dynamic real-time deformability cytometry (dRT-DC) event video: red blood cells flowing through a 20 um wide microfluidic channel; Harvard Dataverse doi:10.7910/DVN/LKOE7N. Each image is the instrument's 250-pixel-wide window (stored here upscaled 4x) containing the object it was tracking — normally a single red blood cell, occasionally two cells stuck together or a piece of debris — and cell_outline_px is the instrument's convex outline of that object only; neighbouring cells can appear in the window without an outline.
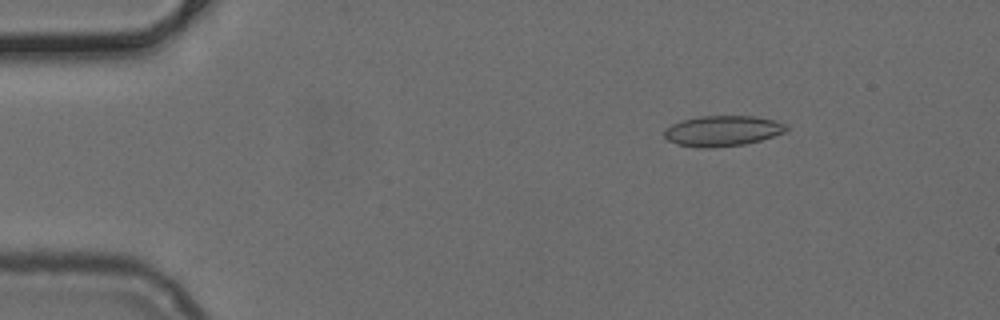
{"species": "common noctule bat (a hibernating species)", "species_latin": "Nyctalus noctula", "temperature_condition": "cold", "stored_images_in_passage": 51, "camera_frame_rate_fps": 3000, "um_per_image_px": 0.085, "animal": {"sex": "female", "body_mass_g": 24.6, "forearm_length_mm": 56.2}, "frame": {"image": 1, "passage_image": 8, "time_ms": 2.333, "image_size_px": [1000, 320], "cell_outline_px": [[788, 128], [784, 132], [760, 140], [744, 144], [712, 148], [700, 148], [676, 144], [668, 140], [664, 136], [664, 132], [672, 124], [680, 120], [700, 116], [752, 116], [776, 120], [788, 124]], "centroid_in_image_um": [61.41, 11.12], "position_along_channel_um": 23.6, "area_um2": 21.73}}
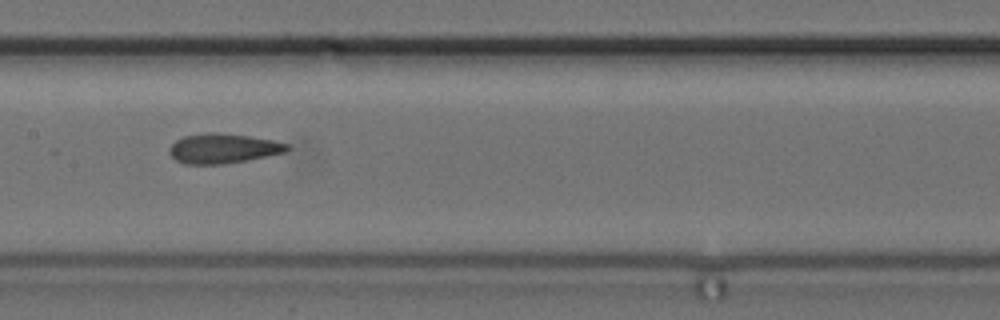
{"frame": {"image": 2, "passage_image": 26, "time_ms": 8.333, "image_size_px": [1000, 320], "cell_outline_px": [[292, 148], [284, 152], [224, 164], [184, 164], [176, 160], [168, 152], [168, 148], [176, 140], [184, 136], [204, 132], [216, 132], [248, 136], [272, 140], [288, 144]], "centroid_in_image_um": [18.91, 12.61], "position_along_channel_um": 188.5, "area_um2": 20.29}}
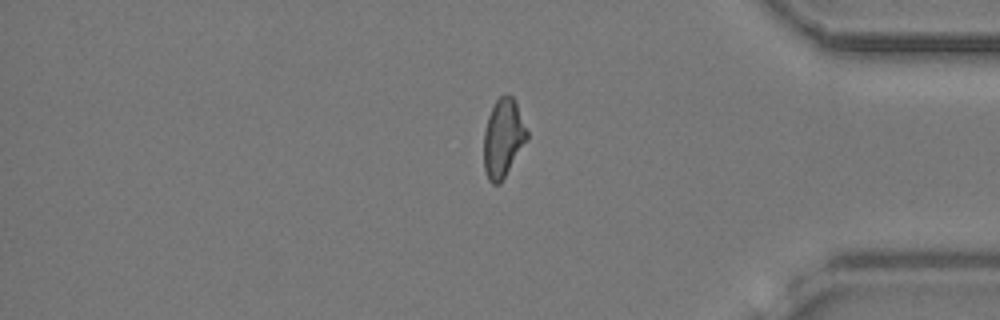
{"frame": {"image": 3, "passage_image": 43, "time_ms": 14.0, "image_size_px": [1000, 320], "cell_outline_px": [[528, 140], [500, 184], [492, 184], [488, 180], [484, 172], [484, 132], [488, 116], [496, 100], [500, 96], [508, 92], [512, 96], [516, 104], [528, 132]], "centroid_in_image_um": [42.76, 11.76], "position_along_channel_um": 392.4, "area_um2": 19.83}}